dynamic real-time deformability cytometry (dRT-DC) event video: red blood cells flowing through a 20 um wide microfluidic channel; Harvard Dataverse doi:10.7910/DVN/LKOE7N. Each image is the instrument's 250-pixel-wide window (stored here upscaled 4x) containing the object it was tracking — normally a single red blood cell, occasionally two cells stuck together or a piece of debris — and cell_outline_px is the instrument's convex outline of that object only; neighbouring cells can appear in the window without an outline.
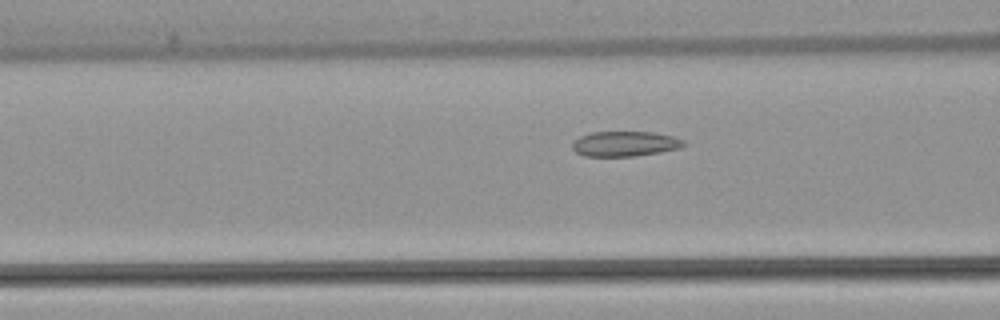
{"species": "common noctule bat (a hibernating species)", "species_latin": "Nyctalus noctula", "temperature_condition": "warm", "stored_images_in_passage": 54, "camera_frame_rate_fps": 3000, "um_per_image_px": 0.085, "animal": {"sex": "female", "body_mass_g": 22.7, "forearm_length_mm": 54.2}, "frame": {"image": 1, "passage_image": 22, "time_ms": 7.0, "image_size_px": [1000, 320], "cell_outline_px": [[684, 144], [680, 148], [660, 152], [636, 156], [584, 156], [576, 152], [572, 148], [572, 144], [580, 136], [592, 132], [652, 132], [672, 136], [684, 140]], "centroid_in_image_um": [53.11, 12.22], "position_along_channel_um": 113.5, "area_um2": 16.18}}
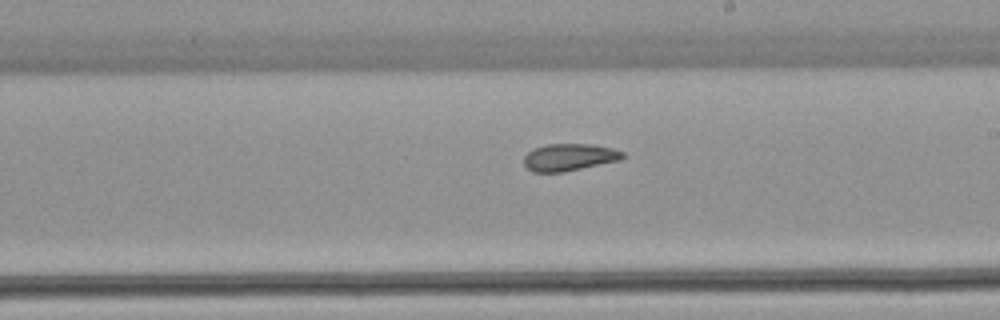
{"frame": {"image": 2, "passage_image": 32, "time_ms": 10.333, "image_size_px": [1000, 320], "cell_outline_px": [[624, 156], [620, 160], [564, 172], [532, 172], [524, 164], [524, 156], [532, 148], [548, 144], [592, 144], [612, 148], [624, 152]], "centroid_in_image_um": [48.37, 13.36], "position_along_channel_um": 240.6, "area_um2": 15.66}}
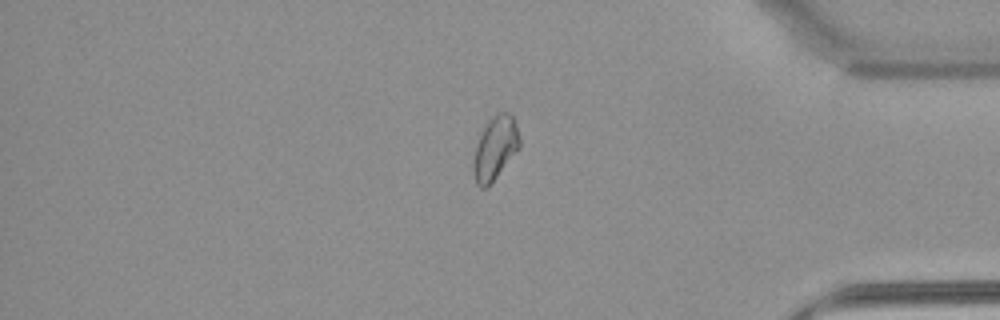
{"frame": {"image": 3, "passage_image": 46, "time_ms": 15.0, "image_size_px": [1000, 320], "cell_outline_px": [[520, 148], [488, 188], [480, 188], [476, 184], [472, 168], [472, 164], [476, 144], [480, 132], [484, 124], [492, 116], [500, 112], [508, 112], [512, 116], [516, 124], [520, 140]], "centroid_in_image_um": [42.07, 12.61], "position_along_channel_um": 393.1, "area_um2": 17.46}, "authors_computed_cell_mechanics": {"area_um2": 17.6579, "velocity_mm_per_s": 3.8158, "shape_relaxation_time_tau1_ms": null, "shape_relaxation_time_tau2_ms": 1.9835, "deformation_change_tau1": null, "deformation_change_tau2": 0.0714}}